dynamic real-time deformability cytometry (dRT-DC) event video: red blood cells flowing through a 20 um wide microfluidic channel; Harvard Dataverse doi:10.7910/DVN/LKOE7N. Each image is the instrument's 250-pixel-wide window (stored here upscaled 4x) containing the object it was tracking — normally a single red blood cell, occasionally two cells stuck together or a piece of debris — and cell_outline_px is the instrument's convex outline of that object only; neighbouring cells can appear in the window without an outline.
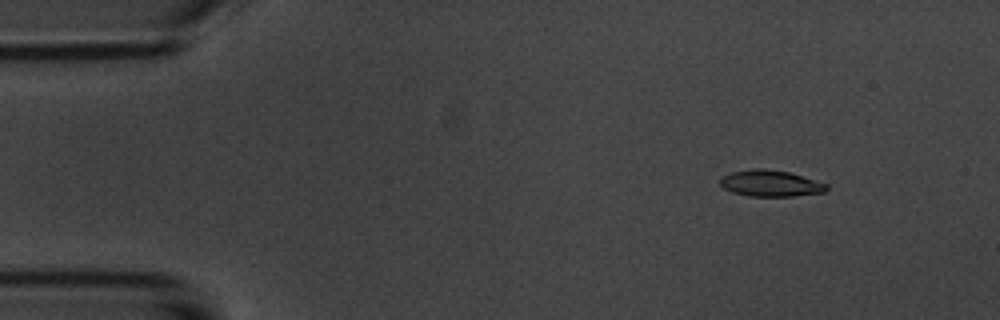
{"species": "common noctule bat (a hibernating species)", "species_latin": "Nyctalus noctula", "temperature_condition": "room temperature", "stored_images_in_passage": 4, "camera_frame_rate_fps": 3000, "um_per_image_px": 0.085, "animal": {"sex": "male", "body_mass_g": 20.1, "forearm_length_mm": 53.5}, "frame": {"image": 1, "passage_image": 2, "time_ms": 1.0, "image_size_px": [1000, 320], "cell_outline_px": [[828, 188], [824, 192], [792, 196], [748, 196], [732, 192], [724, 188], [720, 184], [720, 176], [732, 172], [756, 168], [764, 168], [788, 172], [828, 184]], "centroid_in_image_um": [65.46, 15.58], "position_along_channel_um": 19.5, "area_um2": 16.24}}
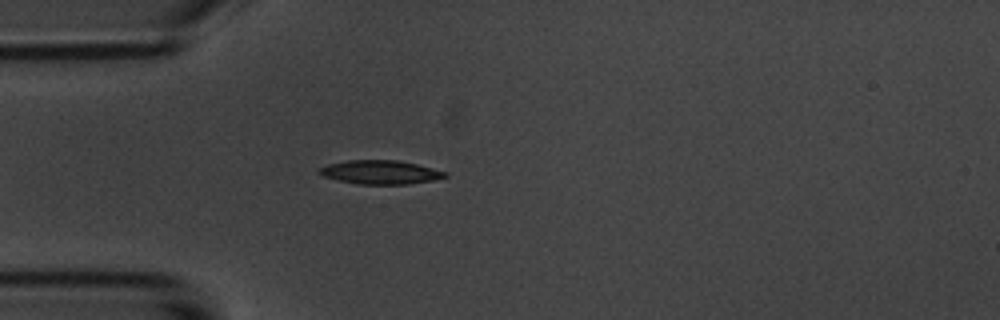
{"frame": {"image": 2, "passage_image": 4, "time_ms": 4.0, "image_size_px": [1000, 320], "cell_outline_px": [[448, 176], [432, 180], [408, 184], [356, 184], [336, 180], [320, 176], [316, 172], [320, 168], [328, 164], [348, 160], [396, 160], [416, 164], [448, 172]], "centroid_in_image_um": [32.27, 14.64], "position_along_channel_um": 52.7, "area_um2": 17.51}}